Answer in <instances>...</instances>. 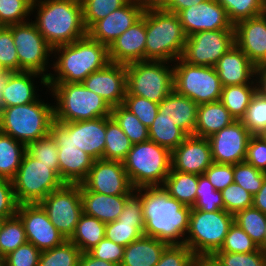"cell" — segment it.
Listing matches in <instances>:
<instances>
[{"mask_svg": "<svg viewBox=\"0 0 266 266\" xmlns=\"http://www.w3.org/2000/svg\"><path fill=\"white\" fill-rule=\"evenodd\" d=\"M144 235L168 245H183L191 207L171 197L163 186L142 188Z\"/></svg>", "mask_w": 266, "mask_h": 266, "instance_id": "cell-1", "label": "cell"}, {"mask_svg": "<svg viewBox=\"0 0 266 266\" xmlns=\"http://www.w3.org/2000/svg\"><path fill=\"white\" fill-rule=\"evenodd\" d=\"M33 13L34 24L53 49L87 35L81 0H33Z\"/></svg>", "mask_w": 266, "mask_h": 266, "instance_id": "cell-2", "label": "cell"}, {"mask_svg": "<svg viewBox=\"0 0 266 266\" xmlns=\"http://www.w3.org/2000/svg\"><path fill=\"white\" fill-rule=\"evenodd\" d=\"M53 54V71H49L47 82L82 83L87 76L110 62L108 47L88 35L73 43L55 47Z\"/></svg>", "mask_w": 266, "mask_h": 266, "instance_id": "cell-3", "label": "cell"}, {"mask_svg": "<svg viewBox=\"0 0 266 266\" xmlns=\"http://www.w3.org/2000/svg\"><path fill=\"white\" fill-rule=\"evenodd\" d=\"M145 61H167L171 64L184 51L185 35L177 14L162 10L157 6H146Z\"/></svg>", "mask_w": 266, "mask_h": 266, "instance_id": "cell-4", "label": "cell"}, {"mask_svg": "<svg viewBox=\"0 0 266 266\" xmlns=\"http://www.w3.org/2000/svg\"><path fill=\"white\" fill-rule=\"evenodd\" d=\"M47 84L46 90L55 99L54 121L77 122L111 116L110 105L82 83L47 82Z\"/></svg>", "mask_w": 266, "mask_h": 266, "instance_id": "cell-5", "label": "cell"}, {"mask_svg": "<svg viewBox=\"0 0 266 266\" xmlns=\"http://www.w3.org/2000/svg\"><path fill=\"white\" fill-rule=\"evenodd\" d=\"M54 103L43 99L4 107L0 110V131L10 135L26 147L40 138L47 136L54 122Z\"/></svg>", "mask_w": 266, "mask_h": 266, "instance_id": "cell-6", "label": "cell"}, {"mask_svg": "<svg viewBox=\"0 0 266 266\" xmlns=\"http://www.w3.org/2000/svg\"><path fill=\"white\" fill-rule=\"evenodd\" d=\"M122 162L134 189L162 186L171 170V152L148 140L133 144Z\"/></svg>", "mask_w": 266, "mask_h": 266, "instance_id": "cell-7", "label": "cell"}, {"mask_svg": "<svg viewBox=\"0 0 266 266\" xmlns=\"http://www.w3.org/2000/svg\"><path fill=\"white\" fill-rule=\"evenodd\" d=\"M11 181L18 204L40 203L65 184L59 176V167L56 164L41 163L27 151Z\"/></svg>", "mask_w": 266, "mask_h": 266, "instance_id": "cell-8", "label": "cell"}, {"mask_svg": "<svg viewBox=\"0 0 266 266\" xmlns=\"http://www.w3.org/2000/svg\"><path fill=\"white\" fill-rule=\"evenodd\" d=\"M234 215L225 210L206 212L191 208L184 244L198 255H214L222 247Z\"/></svg>", "mask_w": 266, "mask_h": 266, "instance_id": "cell-9", "label": "cell"}, {"mask_svg": "<svg viewBox=\"0 0 266 266\" xmlns=\"http://www.w3.org/2000/svg\"><path fill=\"white\" fill-rule=\"evenodd\" d=\"M146 60L126 65L127 93L160 103L174 90L173 63Z\"/></svg>", "mask_w": 266, "mask_h": 266, "instance_id": "cell-10", "label": "cell"}, {"mask_svg": "<svg viewBox=\"0 0 266 266\" xmlns=\"http://www.w3.org/2000/svg\"><path fill=\"white\" fill-rule=\"evenodd\" d=\"M174 91L196 104L220 100L222 84L215 67L192 65L181 57L173 62Z\"/></svg>", "mask_w": 266, "mask_h": 266, "instance_id": "cell-11", "label": "cell"}, {"mask_svg": "<svg viewBox=\"0 0 266 266\" xmlns=\"http://www.w3.org/2000/svg\"><path fill=\"white\" fill-rule=\"evenodd\" d=\"M30 20L8 26L16 46L19 72H35L48 78L50 75L48 69L52 68L49 60L53 54V48L38 31L33 20Z\"/></svg>", "mask_w": 266, "mask_h": 266, "instance_id": "cell-12", "label": "cell"}, {"mask_svg": "<svg viewBox=\"0 0 266 266\" xmlns=\"http://www.w3.org/2000/svg\"><path fill=\"white\" fill-rule=\"evenodd\" d=\"M49 134L55 144H73L94 160L103 159L106 116L77 122L54 121Z\"/></svg>", "mask_w": 266, "mask_h": 266, "instance_id": "cell-13", "label": "cell"}, {"mask_svg": "<svg viewBox=\"0 0 266 266\" xmlns=\"http://www.w3.org/2000/svg\"><path fill=\"white\" fill-rule=\"evenodd\" d=\"M39 204L46 211L50 222L66 240H69L83 214L80 184L65 183Z\"/></svg>", "mask_w": 266, "mask_h": 266, "instance_id": "cell-14", "label": "cell"}, {"mask_svg": "<svg viewBox=\"0 0 266 266\" xmlns=\"http://www.w3.org/2000/svg\"><path fill=\"white\" fill-rule=\"evenodd\" d=\"M234 45V30L200 31L186 38L181 58L192 65L214 67Z\"/></svg>", "mask_w": 266, "mask_h": 266, "instance_id": "cell-15", "label": "cell"}, {"mask_svg": "<svg viewBox=\"0 0 266 266\" xmlns=\"http://www.w3.org/2000/svg\"><path fill=\"white\" fill-rule=\"evenodd\" d=\"M80 185L85 190L105 195H131L135 191L123 162L116 160H94Z\"/></svg>", "mask_w": 266, "mask_h": 266, "instance_id": "cell-16", "label": "cell"}, {"mask_svg": "<svg viewBox=\"0 0 266 266\" xmlns=\"http://www.w3.org/2000/svg\"><path fill=\"white\" fill-rule=\"evenodd\" d=\"M252 134L241 120L208 137L212 160L215 163L231 164L245 161L247 146Z\"/></svg>", "mask_w": 266, "mask_h": 266, "instance_id": "cell-17", "label": "cell"}, {"mask_svg": "<svg viewBox=\"0 0 266 266\" xmlns=\"http://www.w3.org/2000/svg\"><path fill=\"white\" fill-rule=\"evenodd\" d=\"M16 215L24 225L27 242L39 251L50 250L66 240L50 222L39 203L19 204Z\"/></svg>", "mask_w": 266, "mask_h": 266, "instance_id": "cell-18", "label": "cell"}, {"mask_svg": "<svg viewBox=\"0 0 266 266\" xmlns=\"http://www.w3.org/2000/svg\"><path fill=\"white\" fill-rule=\"evenodd\" d=\"M177 15L187 37L200 31L234 30L226 10L216 0H205L192 5Z\"/></svg>", "mask_w": 266, "mask_h": 266, "instance_id": "cell-19", "label": "cell"}, {"mask_svg": "<svg viewBox=\"0 0 266 266\" xmlns=\"http://www.w3.org/2000/svg\"><path fill=\"white\" fill-rule=\"evenodd\" d=\"M145 8L144 3L129 0L121 8L95 22L87 30V35L109 48L122 33L142 17Z\"/></svg>", "mask_w": 266, "mask_h": 266, "instance_id": "cell-20", "label": "cell"}, {"mask_svg": "<svg viewBox=\"0 0 266 266\" xmlns=\"http://www.w3.org/2000/svg\"><path fill=\"white\" fill-rule=\"evenodd\" d=\"M41 77V78H40ZM40 78L43 87H48L47 78L35 72H6L0 77V110L4 107L24 105L37 101L40 96L35 79ZM38 87V88H37ZM37 89V90H36Z\"/></svg>", "mask_w": 266, "mask_h": 266, "instance_id": "cell-21", "label": "cell"}, {"mask_svg": "<svg viewBox=\"0 0 266 266\" xmlns=\"http://www.w3.org/2000/svg\"><path fill=\"white\" fill-rule=\"evenodd\" d=\"M82 84L101 96L111 108L122 105L127 92L126 65L109 62L87 76Z\"/></svg>", "mask_w": 266, "mask_h": 266, "instance_id": "cell-22", "label": "cell"}, {"mask_svg": "<svg viewBox=\"0 0 266 266\" xmlns=\"http://www.w3.org/2000/svg\"><path fill=\"white\" fill-rule=\"evenodd\" d=\"M213 163L210 143L207 138L188 135L171 152V170L201 175Z\"/></svg>", "mask_w": 266, "mask_h": 266, "instance_id": "cell-23", "label": "cell"}, {"mask_svg": "<svg viewBox=\"0 0 266 266\" xmlns=\"http://www.w3.org/2000/svg\"><path fill=\"white\" fill-rule=\"evenodd\" d=\"M235 45L257 67L266 64V12L234 25Z\"/></svg>", "mask_w": 266, "mask_h": 266, "instance_id": "cell-24", "label": "cell"}, {"mask_svg": "<svg viewBox=\"0 0 266 266\" xmlns=\"http://www.w3.org/2000/svg\"><path fill=\"white\" fill-rule=\"evenodd\" d=\"M146 24L142 17L122 33L108 48L109 60L117 64L145 61Z\"/></svg>", "mask_w": 266, "mask_h": 266, "instance_id": "cell-25", "label": "cell"}, {"mask_svg": "<svg viewBox=\"0 0 266 266\" xmlns=\"http://www.w3.org/2000/svg\"><path fill=\"white\" fill-rule=\"evenodd\" d=\"M223 87L256 84V66L234 45L214 66Z\"/></svg>", "mask_w": 266, "mask_h": 266, "instance_id": "cell-26", "label": "cell"}, {"mask_svg": "<svg viewBox=\"0 0 266 266\" xmlns=\"http://www.w3.org/2000/svg\"><path fill=\"white\" fill-rule=\"evenodd\" d=\"M56 145L60 178L67 184H80L89 173L94 159L73 144Z\"/></svg>", "mask_w": 266, "mask_h": 266, "instance_id": "cell-27", "label": "cell"}, {"mask_svg": "<svg viewBox=\"0 0 266 266\" xmlns=\"http://www.w3.org/2000/svg\"><path fill=\"white\" fill-rule=\"evenodd\" d=\"M83 213L108 223L118 219L130 195H105L85 190L80 185Z\"/></svg>", "mask_w": 266, "mask_h": 266, "instance_id": "cell-28", "label": "cell"}, {"mask_svg": "<svg viewBox=\"0 0 266 266\" xmlns=\"http://www.w3.org/2000/svg\"><path fill=\"white\" fill-rule=\"evenodd\" d=\"M197 109L198 104L193 100L173 90L159 103L158 112L174 121L187 135H194Z\"/></svg>", "mask_w": 266, "mask_h": 266, "instance_id": "cell-29", "label": "cell"}, {"mask_svg": "<svg viewBox=\"0 0 266 266\" xmlns=\"http://www.w3.org/2000/svg\"><path fill=\"white\" fill-rule=\"evenodd\" d=\"M167 246L163 241L142 235L125 247L120 266H155Z\"/></svg>", "mask_w": 266, "mask_h": 266, "instance_id": "cell-30", "label": "cell"}, {"mask_svg": "<svg viewBox=\"0 0 266 266\" xmlns=\"http://www.w3.org/2000/svg\"><path fill=\"white\" fill-rule=\"evenodd\" d=\"M235 121L220 101L198 105L194 135L208 138Z\"/></svg>", "mask_w": 266, "mask_h": 266, "instance_id": "cell-31", "label": "cell"}, {"mask_svg": "<svg viewBox=\"0 0 266 266\" xmlns=\"http://www.w3.org/2000/svg\"><path fill=\"white\" fill-rule=\"evenodd\" d=\"M162 186L171 197L180 201L183 205L191 208L194 206L198 175L170 170Z\"/></svg>", "mask_w": 266, "mask_h": 266, "instance_id": "cell-32", "label": "cell"}, {"mask_svg": "<svg viewBox=\"0 0 266 266\" xmlns=\"http://www.w3.org/2000/svg\"><path fill=\"white\" fill-rule=\"evenodd\" d=\"M149 140L172 152L188 136L174 121L158 112L148 128Z\"/></svg>", "mask_w": 266, "mask_h": 266, "instance_id": "cell-33", "label": "cell"}, {"mask_svg": "<svg viewBox=\"0 0 266 266\" xmlns=\"http://www.w3.org/2000/svg\"><path fill=\"white\" fill-rule=\"evenodd\" d=\"M106 223L95 217L82 214L74 234L69 239L82 253L90 251L105 237Z\"/></svg>", "mask_w": 266, "mask_h": 266, "instance_id": "cell-34", "label": "cell"}, {"mask_svg": "<svg viewBox=\"0 0 266 266\" xmlns=\"http://www.w3.org/2000/svg\"><path fill=\"white\" fill-rule=\"evenodd\" d=\"M26 146L0 131V177L12 180L18 171Z\"/></svg>", "mask_w": 266, "mask_h": 266, "instance_id": "cell-35", "label": "cell"}, {"mask_svg": "<svg viewBox=\"0 0 266 266\" xmlns=\"http://www.w3.org/2000/svg\"><path fill=\"white\" fill-rule=\"evenodd\" d=\"M256 91L257 84L226 86L222 88L219 101L235 120H241L245 116L247 107Z\"/></svg>", "mask_w": 266, "mask_h": 266, "instance_id": "cell-36", "label": "cell"}, {"mask_svg": "<svg viewBox=\"0 0 266 266\" xmlns=\"http://www.w3.org/2000/svg\"><path fill=\"white\" fill-rule=\"evenodd\" d=\"M130 139L111 117L106 116L105 149L103 159L123 161L132 148Z\"/></svg>", "mask_w": 266, "mask_h": 266, "instance_id": "cell-37", "label": "cell"}, {"mask_svg": "<svg viewBox=\"0 0 266 266\" xmlns=\"http://www.w3.org/2000/svg\"><path fill=\"white\" fill-rule=\"evenodd\" d=\"M236 223L260 248L266 235V214L257 208L249 207L234 215Z\"/></svg>", "mask_w": 266, "mask_h": 266, "instance_id": "cell-38", "label": "cell"}, {"mask_svg": "<svg viewBox=\"0 0 266 266\" xmlns=\"http://www.w3.org/2000/svg\"><path fill=\"white\" fill-rule=\"evenodd\" d=\"M26 242L24 225L17 215L1 221L0 261Z\"/></svg>", "mask_w": 266, "mask_h": 266, "instance_id": "cell-39", "label": "cell"}, {"mask_svg": "<svg viewBox=\"0 0 266 266\" xmlns=\"http://www.w3.org/2000/svg\"><path fill=\"white\" fill-rule=\"evenodd\" d=\"M111 117L121 127L132 144L142 143L149 140L148 128L142 124L136 115L131 113L123 105L112 107Z\"/></svg>", "mask_w": 266, "mask_h": 266, "instance_id": "cell-40", "label": "cell"}, {"mask_svg": "<svg viewBox=\"0 0 266 266\" xmlns=\"http://www.w3.org/2000/svg\"><path fill=\"white\" fill-rule=\"evenodd\" d=\"M82 252L70 240L50 250L42 251L38 266H78Z\"/></svg>", "mask_w": 266, "mask_h": 266, "instance_id": "cell-41", "label": "cell"}, {"mask_svg": "<svg viewBox=\"0 0 266 266\" xmlns=\"http://www.w3.org/2000/svg\"><path fill=\"white\" fill-rule=\"evenodd\" d=\"M226 10L229 21L236 23L266 12V0H216Z\"/></svg>", "mask_w": 266, "mask_h": 266, "instance_id": "cell-42", "label": "cell"}, {"mask_svg": "<svg viewBox=\"0 0 266 266\" xmlns=\"http://www.w3.org/2000/svg\"><path fill=\"white\" fill-rule=\"evenodd\" d=\"M105 237L126 247L144 235V222L112 221L105 225Z\"/></svg>", "mask_w": 266, "mask_h": 266, "instance_id": "cell-43", "label": "cell"}, {"mask_svg": "<svg viewBox=\"0 0 266 266\" xmlns=\"http://www.w3.org/2000/svg\"><path fill=\"white\" fill-rule=\"evenodd\" d=\"M129 0H81L83 23L88 30L95 22L124 6Z\"/></svg>", "mask_w": 266, "mask_h": 266, "instance_id": "cell-44", "label": "cell"}, {"mask_svg": "<svg viewBox=\"0 0 266 266\" xmlns=\"http://www.w3.org/2000/svg\"><path fill=\"white\" fill-rule=\"evenodd\" d=\"M192 208L206 212L224 210L221 191L215 190L204 174L198 175L196 201Z\"/></svg>", "mask_w": 266, "mask_h": 266, "instance_id": "cell-45", "label": "cell"}, {"mask_svg": "<svg viewBox=\"0 0 266 266\" xmlns=\"http://www.w3.org/2000/svg\"><path fill=\"white\" fill-rule=\"evenodd\" d=\"M33 0H0V26L26 22L32 15Z\"/></svg>", "mask_w": 266, "mask_h": 266, "instance_id": "cell-46", "label": "cell"}, {"mask_svg": "<svg viewBox=\"0 0 266 266\" xmlns=\"http://www.w3.org/2000/svg\"><path fill=\"white\" fill-rule=\"evenodd\" d=\"M234 183L243 187L253 196L262 187L266 173L256 169L253 165L241 162L233 165Z\"/></svg>", "mask_w": 266, "mask_h": 266, "instance_id": "cell-47", "label": "cell"}, {"mask_svg": "<svg viewBox=\"0 0 266 266\" xmlns=\"http://www.w3.org/2000/svg\"><path fill=\"white\" fill-rule=\"evenodd\" d=\"M259 247L236 223H233L225 237L224 243L216 253H250Z\"/></svg>", "mask_w": 266, "mask_h": 266, "instance_id": "cell-48", "label": "cell"}, {"mask_svg": "<svg viewBox=\"0 0 266 266\" xmlns=\"http://www.w3.org/2000/svg\"><path fill=\"white\" fill-rule=\"evenodd\" d=\"M241 121L252 135H257L266 127V98L257 91Z\"/></svg>", "mask_w": 266, "mask_h": 266, "instance_id": "cell-49", "label": "cell"}, {"mask_svg": "<svg viewBox=\"0 0 266 266\" xmlns=\"http://www.w3.org/2000/svg\"><path fill=\"white\" fill-rule=\"evenodd\" d=\"M131 113L149 128L158 114L159 104L152 102L146 98L130 95L126 92L124 102L122 104Z\"/></svg>", "mask_w": 266, "mask_h": 266, "instance_id": "cell-50", "label": "cell"}, {"mask_svg": "<svg viewBox=\"0 0 266 266\" xmlns=\"http://www.w3.org/2000/svg\"><path fill=\"white\" fill-rule=\"evenodd\" d=\"M224 210L232 215L253 206V195L236 183H231L221 191Z\"/></svg>", "mask_w": 266, "mask_h": 266, "instance_id": "cell-51", "label": "cell"}, {"mask_svg": "<svg viewBox=\"0 0 266 266\" xmlns=\"http://www.w3.org/2000/svg\"><path fill=\"white\" fill-rule=\"evenodd\" d=\"M0 65L6 72H19V61L12 31L0 26Z\"/></svg>", "mask_w": 266, "mask_h": 266, "instance_id": "cell-52", "label": "cell"}, {"mask_svg": "<svg viewBox=\"0 0 266 266\" xmlns=\"http://www.w3.org/2000/svg\"><path fill=\"white\" fill-rule=\"evenodd\" d=\"M26 151L41 163L56 164L59 167L58 147L50 134L31 142Z\"/></svg>", "mask_w": 266, "mask_h": 266, "instance_id": "cell-53", "label": "cell"}, {"mask_svg": "<svg viewBox=\"0 0 266 266\" xmlns=\"http://www.w3.org/2000/svg\"><path fill=\"white\" fill-rule=\"evenodd\" d=\"M41 251L26 242L0 261V266H38Z\"/></svg>", "mask_w": 266, "mask_h": 266, "instance_id": "cell-54", "label": "cell"}, {"mask_svg": "<svg viewBox=\"0 0 266 266\" xmlns=\"http://www.w3.org/2000/svg\"><path fill=\"white\" fill-rule=\"evenodd\" d=\"M223 266H266V252L260 248L250 253H215Z\"/></svg>", "mask_w": 266, "mask_h": 266, "instance_id": "cell-55", "label": "cell"}, {"mask_svg": "<svg viewBox=\"0 0 266 266\" xmlns=\"http://www.w3.org/2000/svg\"><path fill=\"white\" fill-rule=\"evenodd\" d=\"M194 253L185 245H168L155 266H194Z\"/></svg>", "mask_w": 266, "mask_h": 266, "instance_id": "cell-56", "label": "cell"}, {"mask_svg": "<svg viewBox=\"0 0 266 266\" xmlns=\"http://www.w3.org/2000/svg\"><path fill=\"white\" fill-rule=\"evenodd\" d=\"M125 247L114 243L113 241L104 237L95 247L88 253L97 259L121 265Z\"/></svg>", "mask_w": 266, "mask_h": 266, "instance_id": "cell-57", "label": "cell"}, {"mask_svg": "<svg viewBox=\"0 0 266 266\" xmlns=\"http://www.w3.org/2000/svg\"><path fill=\"white\" fill-rule=\"evenodd\" d=\"M204 175L217 191H222L234 182L233 165L231 164L213 162Z\"/></svg>", "mask_w": 266, "mask_h": 266, "instance_id": "cell-58", "label": "cell"}, {"mask_svg": "<svg viewBox=\"0 0 266 266\" xmlns=\"http://www.w3.org/2000/svg\"><path fill=\"white\" fill-rule=\"evenodd\" d=\"M18 205L12 181L0 177V220L15 216Z\"/></svg>", "mask_w": 266, "mask_h": 266, "instance_id": "cell-59", "label": "cell"}, {"mask_svg": "<svg viewBox=\"0 0 266 266\" xmlns=\"http://www.w3.org/2000/svg\"><path fill=\"white\" fill-rule=\"evenodd\" d=\"M245 162L266 173V142L257 135L249 139Z\"/></svg>", "mask_w": 266, "mask_h": 266, "instance_id": "cell-60", "label": "cell"}, {"mask_svg": "<svg viewBox=\"0 0 266 266\" xmlns=\"http://www.w3.org/2000/svg\"><path fill=\"white\" fill-rule=\"evenodd\" d=\"M117 221L144 222L142 188L135 189V191L127 198Z\"/></svg>", "mask_w": 266, "mask_h": 266, "instance_id": "cell-61", "label": "cell"}, {"mask_svg": "<svg viewBox=\"0 0 266 266\" xmlns=\"http://www.w3.org/2000/svg\"><path fill=\"white\" fill-rule=\"evenodd\" d=\"M205 0H162L159 7L170 13L178 14L181 10L197 5Z\"/></svg>", "mask_w": 266, "mask_h": 266, "instance_id": "cell-62", "label": "cell"}, {"mask_svg": "<svg viewBox=\"0 0 266 266\" xmlns=\"http://www.w3.org/2000/svg\"><path fill=\"white\" fill-rule=\"evenodd\" d=\"M78 266H118L114 263L92 257L88 252L82 253Z\"/></svg>", "mask_w": 266, "mask_h": 266, "instance_id": "cell-63", "label": "cell"}, {"mask_svg": "<svg viewBox=\"0 0 266 266\" xmlns=\"http://www.w3.org/2000/svg\"><path fill=\"white\" fill-rule=\"evenodd\" d=\"M253 207L266 214V177L260 190L253 196Z\"/></svg>", "mask_w": 266, "mask_h": 266, "instance_id": "cell-64", "label": "cell"}, {"mask_svg": "<svg viewBox=\"0 0 266 266\" xmlns=\"http://www.w3.org/2000/svg\"><path fill=\"white\" fill-rule=\"evenodd\" d=\"M257 92L266 98V64L256 67Z\"/></svg>", "mask_w": 266, "mask_h": 266, "instance_id": "cell-65", "label": "cell"}, {"mask_svg": "<svg viewBox=\"0 0 266 266\" xmlns=\"http://www.w3.org/2000/svg\"><path fill=\"white\" fill-rule=\"evenodd\" d=\"M194 266H223L214 255L195 256Z\"/></svg>", "mask_w": 266, "mask_h": 266, "instance_id": "cell-66", "label": "cell"}, {"mask_svg": "<svg viewBox=\"0 0 266 266\" xmlns=\"http://www.w3.org/2000/svg\"><path fill=\"white\" fill-rule=\"evenodd\" d=\"M144 3L146 6H157L162 0H134Z\"/></svg>", "mask_w": 266, "mask_h": 266, "instance_id": "cell-67", "label": "cell"}, {"mask_svg": "<svg viewBox=\"0 0 266 266\" xmlns=\"http://www.w3.org/2000/svg\"><path fill=\"white\" fill-rule=\"evenodd\" d=\"M257 136L266 142V127L260 133H258Z\"/></svg>", "mask_w": 266, "mask_h": 266, "instance_id": "cell-68", "label": "cell"}, {"mask_svg": "<svg viewBox=\"0 0 266 266\" xmlns=\"http://www.w3.org/2000/svg\"><path fill=\"white\" fill-rule=\"evenodd\" d=\"M261 250H263L264 252H266V235L264 238V244L260 247Z\"/></svg>", "mask_w": 266, "mask_h": 266, "instance_id": "cell-69", "label": "cell"}, {"mask_svg": "<svg viewBox=\"0 0 266 266\" xmlns=\"http://www.w3.org/2000/svg\"><path fill=\"white\" fill-rule=\"evenodd\" d=\"M6 73V71L1 67V65H0V77L3 75V74H5Z\"/></svg>", "mask_w": 266, "mask_h": 266, "instance_id": "cell-70", "label": "cell"}]
</instances>
